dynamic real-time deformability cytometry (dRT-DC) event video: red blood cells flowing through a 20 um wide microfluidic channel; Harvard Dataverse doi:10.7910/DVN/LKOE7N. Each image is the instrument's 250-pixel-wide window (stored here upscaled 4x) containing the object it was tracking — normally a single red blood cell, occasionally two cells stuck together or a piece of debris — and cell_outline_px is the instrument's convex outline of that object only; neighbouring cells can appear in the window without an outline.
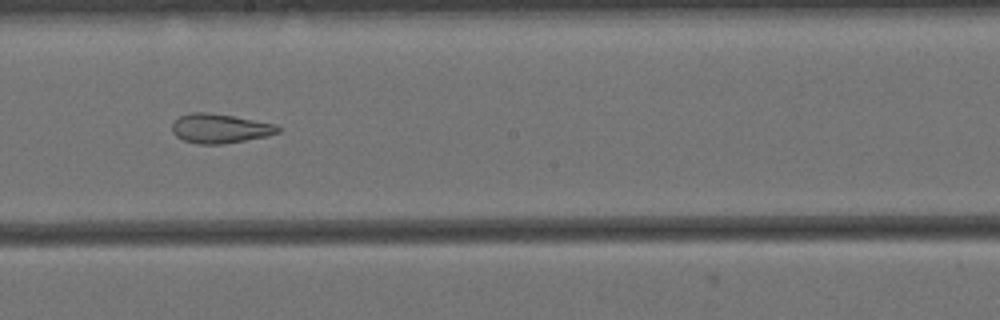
{"species": "Egyptian fruit bat (a non-hibernating species)", "species_latin": "Rousettus aegyptiacus", "temperature_condition": "cold", "stored_images_in_passage": 50, "camera_frame_rate_fps": 3000, "um_per_image_px": 0.085, "animal": {"sex": "female"}, "frame": {"image": 1, "passage_image": 22, "time_ms": 7.0, "image_size_px": [1000, 320], "cell_outline_px": [[280, 132], [268, 136], [224, 144], [196, 144], [184, 140], [176, 136], [172, 132], [172, 120], [180, 116], [192, 112], [208, 112], [232, 116], [276, 124], [280, 128]], "centroid_in_image_um": [18.67, 10.92], "position_along_channel_um": 229.5, "area_um2": 18.21}}
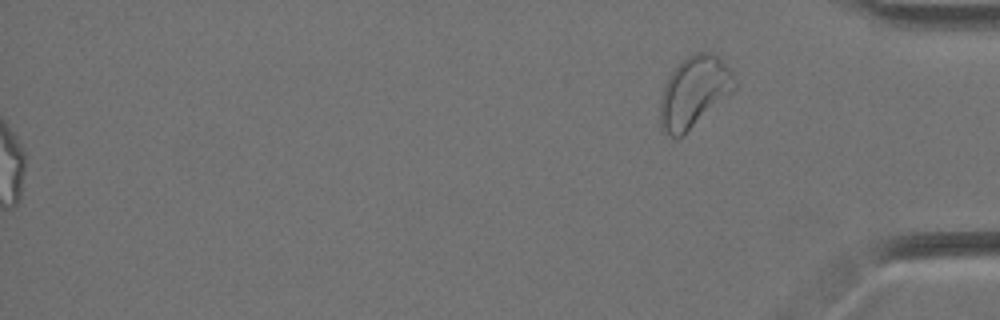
{"frame": {"image": 2, "passage_image": 50, "time_ms": 16.333, "image_size_px": [1000, 320], "cell_outline_px": [[736, 88], [680, 136], [672, 136], [664, 132], [660, 128], [660, 96], [664, 84], [672, 72], [688, 56], [696, 52], [708, 52], [716, 56], [732, 68], [736, 80]], "centroid_in_image_um": [58.99, 7.78], "position_along_channel_um": 376.2, "area_um2": 30.11}, "authors_computed_cell_mechanics": {"area_um2": 22.0507, "velocity_mm_per_s": 3.4228, "shape_relaxation_time_tau1_ms": null, "shape_relaxation_time_tau2_ms": 2.4924, "deformation_change_tau1": null, "deformation_change_tau2": 0.1004}}